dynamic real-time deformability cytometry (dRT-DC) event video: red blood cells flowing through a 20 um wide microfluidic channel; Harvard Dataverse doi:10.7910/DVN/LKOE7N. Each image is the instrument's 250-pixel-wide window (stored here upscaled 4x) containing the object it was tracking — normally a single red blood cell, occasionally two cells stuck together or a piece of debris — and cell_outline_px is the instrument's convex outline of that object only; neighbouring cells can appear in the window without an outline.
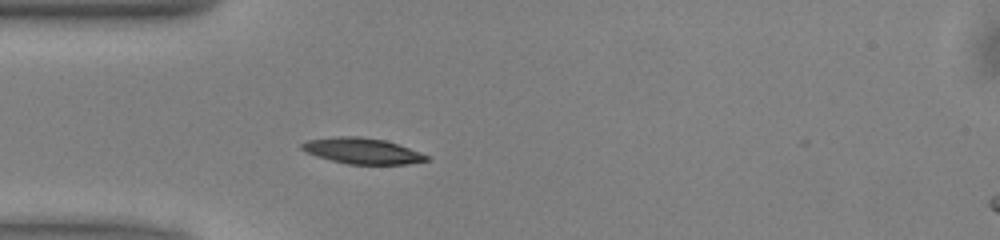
{"species": "common noctule bat (a hibernating species)", "species_latin": "Nyctalus noctula", "temperature_condition": "warm", "stored_images_in_passage": 33, "camera_frame_rate_fps": 3000, "um_per_image_px": 0.085, "animal": {"sex": "male", "body_mass_g": 13.0, "forearm_length_mm": 53.1}, "frame": {"image": 1, "passage_image": 1, "time_ms": 0.0, "image_size_px": [1000, 240], "cell_outline_px": [[428, 160], [408, 164], [348, 164], [316, 156], [300, 148], [300, 144], [308, 140], [336, 136], [360, 136], [384, 140], [420, 152], [428, 156]], "centroid_in_image_um": [30.76, 12.82], "position_along_channel_um": 54.2, "area_um2": 18.55}}
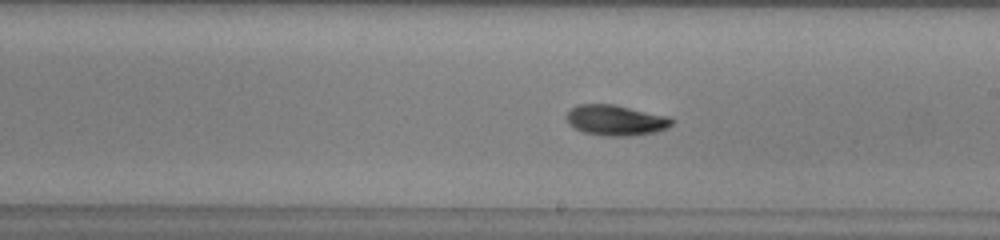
{"frame": {"image": 2, "passage_image": 15, "time_ms": 4.667, "image_size_px": [1000, 240], "cell_outline_px": [[672, 124], [656, 132], [628, 136], [604, 136], [584, 132], [568, 124], [568, 112], [576, 104], [612, 104], [668, 116], [672, 120]], "centroid_in_image_um": [52.32, 10.22], "position_along_channel_um": 236.7, "area_um2": 18.44}}
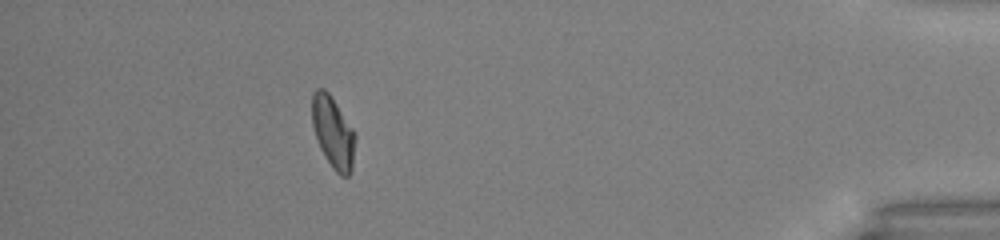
{"frame": {"image": 3, "passage_image": 32, "time_ms": 10.333, "image_size_px": [1000, 240], "cell_outline_px": [[356, 136], [352, 172], [348, 176], [340, 176], [332, 168], [320, 148], [312, 124], [312, 96], [316, 88], [324, 88], [328, 92], [356, 132]], "centroid_in_image_um": [28.33, 11.27], "position_along_channel_um": 406.9, "area_um2": 18.15}}